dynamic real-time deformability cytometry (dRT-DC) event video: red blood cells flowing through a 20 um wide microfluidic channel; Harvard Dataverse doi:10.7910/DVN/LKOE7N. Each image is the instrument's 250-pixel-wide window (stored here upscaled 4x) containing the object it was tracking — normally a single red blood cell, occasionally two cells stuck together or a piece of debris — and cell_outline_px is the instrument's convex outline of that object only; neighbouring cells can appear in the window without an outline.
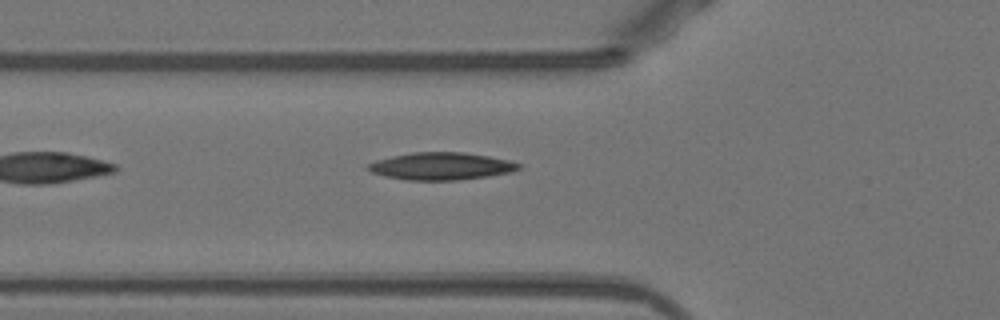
{"species": "Egyptian fruit bat (a non-hibernating species)", "species_latin": "Rousettus aegyptiacus", "temperature_condition": "warm", "stored_images_in_passage": 32, "camera_frame_rate_fps": 3000, "um_per_image_px": 0.085, "animal": {"sex": "female"}, "frame": {"image": 1, "passage_image": 3, "time_ms": 0.667, "image_size_px": [1000, 320], "cell_outline_px": [[520, 168], [512, 172], [488, 176], [456, 180], [404, 180], [384, 176], [372, 172], [364, 168], [368, 164], [376, 160], [392, 156], [412, 152], [464, 152], [488, 156], [508, 160], [520, 164]], "centroid_in_image_um": [37.46, 14.12], "position_along_channel_um": 88.3, "area_um2": 24.04}}
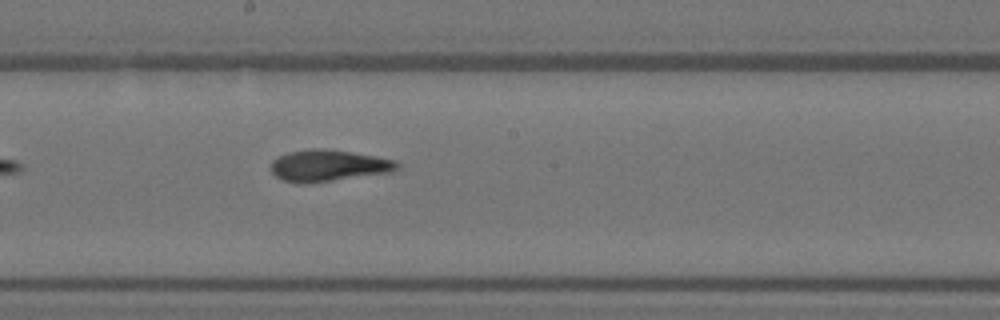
{"frame": {"image": 2, "passage_image": 13, "time_ms": 4.0, "image_size_px": [1000, 320], "cell_outline_px": [[400, 168], [392, 172], [308, 184], [296, 184], [284, 180], [276, 176], [272, 172], [272, 160], [276, 156], [288, 152], [312, 148], [324, 148], [396, 160], [400, 164]], "centroid_in_image_um": [27.9, 14.09], "position_along_channel_um": 220.3, "area_um2": 23.35}}
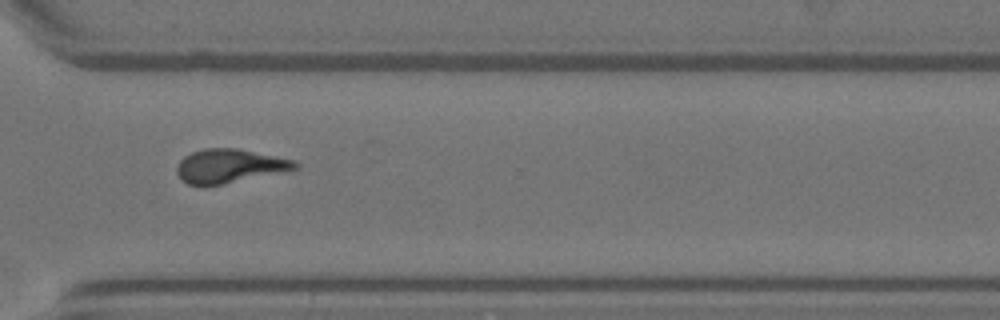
{"frame": {"image": 3, "passage_image": 23, "time_ms": 7.333, "image_size_px": [1000, 320], "cell_outline_px": [[300, 168], [204, 188], [188, 184], [176, 172], [176, 168], [180, 160], [184, 156], [192, 152], [204, 148], [236, 148], [296, 160], [300, 164]], "centroid_in_image_um": [19.5, 14.12], "position_along_channel_um": 351.1, "area_um2": 23.52}}